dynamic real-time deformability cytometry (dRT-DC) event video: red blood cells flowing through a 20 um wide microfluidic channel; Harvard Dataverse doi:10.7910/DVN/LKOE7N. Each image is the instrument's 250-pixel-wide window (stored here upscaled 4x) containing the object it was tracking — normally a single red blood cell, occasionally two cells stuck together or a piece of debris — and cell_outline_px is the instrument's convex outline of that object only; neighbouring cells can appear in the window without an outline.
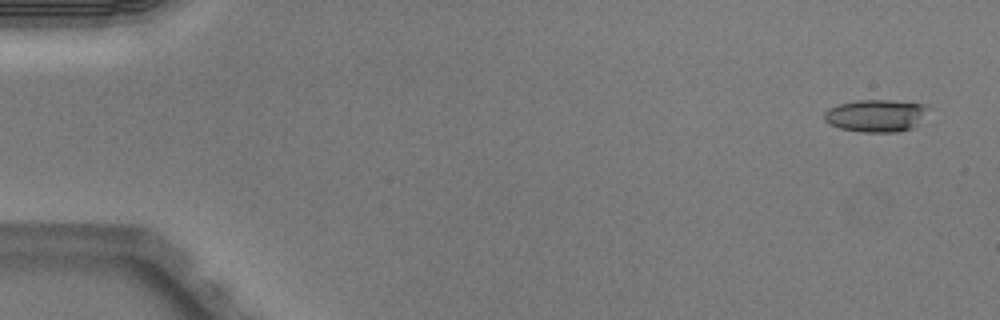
{"species": "Egyptian fruit bat (a non-hibernating species)", "species_latin": "Rousettus aegyptiacus", "temperature_condition": "warm", "stored_images_in_passage": 4, "segment_of_instrument_passage": [2, 2], "camera_frame_rate_fps": 3000, "um_per_image_px": 0.085, "animal": {"sex": "male"}, "frame": {"image": 1, "passage_image": 4, "time_ms": 1.0, "image_size_px": [1000, 320], "cell_outline_px": [[932, 108], [912, 128], [900, 132], [860, 132], [840, 128], [828, 124], [824, 120], [824, 112], [828, 108], [836, 104], [856, 100], [892, 100], [928, 104]], "centroid_in_image_um": [74.46, 9.81], "position_along_channel_um": 10.5, "area_um2": 20.06}}